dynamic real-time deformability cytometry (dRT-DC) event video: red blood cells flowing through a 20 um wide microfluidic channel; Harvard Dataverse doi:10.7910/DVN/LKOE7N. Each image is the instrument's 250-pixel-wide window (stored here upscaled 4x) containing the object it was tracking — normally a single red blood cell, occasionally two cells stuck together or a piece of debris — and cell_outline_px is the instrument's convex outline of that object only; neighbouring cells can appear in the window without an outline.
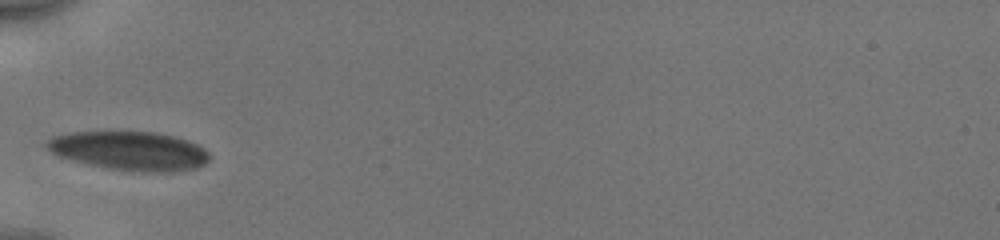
{"species": "human", "species_latin": "Homo sapiens", "temperature_condition": "cold", "stored_images_in_passage": 28, "camera_frame_rate_fps": 3000, "um_per_image_px": 0.085, "donor": {"sex": "male"}, "frame": {"image": 1, "passage_image": 1, "time_ms": 0.0, "image_size_px": [1000, 240], "cell_outline_px": [[208, 160], [204, 164], [196, 168], [176, 172], [148, 172], [108, 168], [88, 164], [60, 156], [52, 152], [44, 144], [52, 136], [72, 132], [152, 132], [176, 136], [188, 140], [204, 148], [208, 152]], "centroid_in_image_um": [11.04, 12.82], "position_along_channel_um": 74.0, "area_um2": 36.65}}
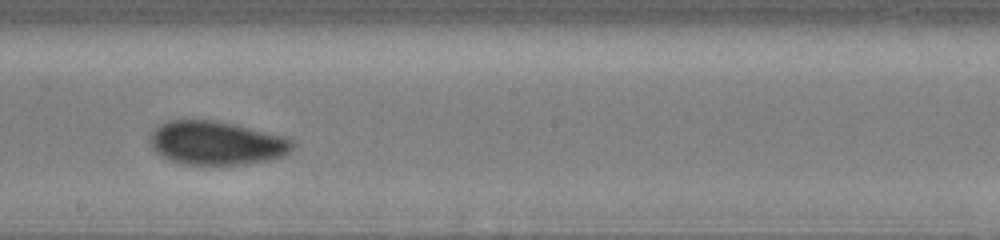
{"frame": {"image": 2, "passage_image": 13, "time_ms": 4.0, "image_size_px": [1000, 240], "cell_outline_px": [[296, 144], [292, 152], [284, 156], [268, 160], [244, 164], [184, 164], [160, 156], [152, 148], [148, 140], [148, 136], [160, 124], [168, 120], [216, 120], [236, 124], [280, 136], [292, 140]], "centroid_in_image_um": [18.39, 12.15], "position_along_channel_um": 229.8, "area_um2": 36.36}}
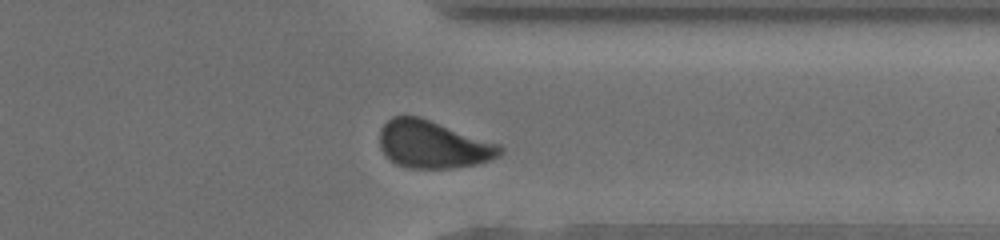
{"frame": {"image": 3, "passage_image": 24, "time_ms": 7.667, "image_size_px": [1000, 240], "cell_outline_px": [[504, 152], [500, 156], [476, 164], [452, 168], [408, 168], [396, 164], [380, 148], [380, 128], [392, 116], [420, 116], [500, 144], [504, 148]], "centroid_in_image_um": [36.83, 12.27], "position_along_channel_um": 374.6, "area_um2": 33.41}, "authors_computed_cell_mechanics": {"area_um2": 35.9805, "velocity_mm_per_s": 3.9429, "shape_relaxation_time_tau1_ms": 5.6949, "shape_relaxation_time_tau2_ms": 0.725, "deformation_change_tau1": 0.1243, "deformation_change_tau2": 0.0533}}